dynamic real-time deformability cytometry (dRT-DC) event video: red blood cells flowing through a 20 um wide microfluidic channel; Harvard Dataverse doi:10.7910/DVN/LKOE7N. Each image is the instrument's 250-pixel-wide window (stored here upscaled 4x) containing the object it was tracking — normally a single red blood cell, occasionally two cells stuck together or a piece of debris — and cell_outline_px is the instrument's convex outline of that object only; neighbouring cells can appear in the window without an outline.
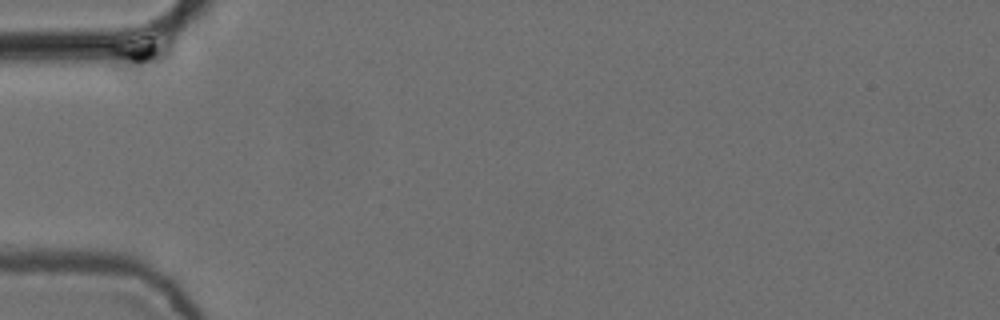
{"species": "common noctule bat (a hibernating species)", "species_latin": "Nyctalus noctula", "temperature_condition": "cold", "stored_images_in_passage": 14, "camera_frame_rate_fps": 3000, "um_per_image_px": 0.085, "animal": {"sex": "female", "body_mass_g": 24.6, "forearm_length_mm": 56.2}, "frame": {"image": 1, "passage_image": 1, "time_ms": 0.0, "image_size_px": [1000, 320], "cell_outline_px": [[172, 44], [168, 52], [160, 60], [132, 80], [116, 68], [108, 48], [148, 36], [168, 32], [172, 40]], "centroid_in_image_um": [11.93, 4.58], "position_along_channel_um": 73.1, "area_um2": 12.6}}
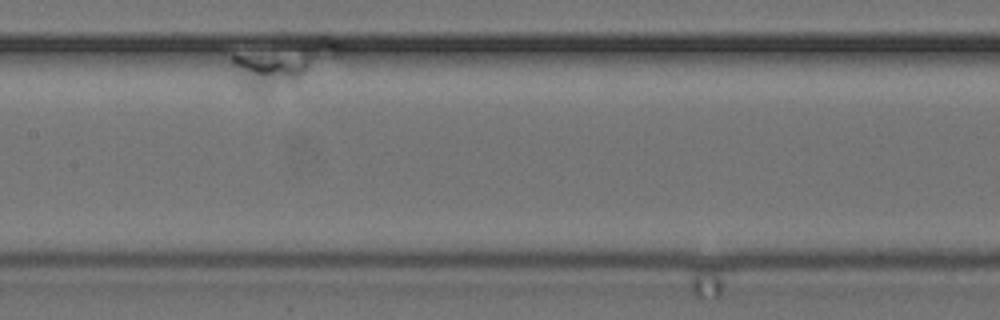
{"frame": {"image": 2, "passage_image": 7, "time_ms": 2.0, "image_size_px": [1000, 320], "cell_outline_px": [[308, 68], [296, 80], [264, 92], [256, 92], [244, 88], [236, 84], [232, 64], [232, 56], [304, 56], [308, 64]], "centroid_in_image_um": [22.72, 6.05], "position_along_channel_um": 184.7, "area_um2": 15.66}}
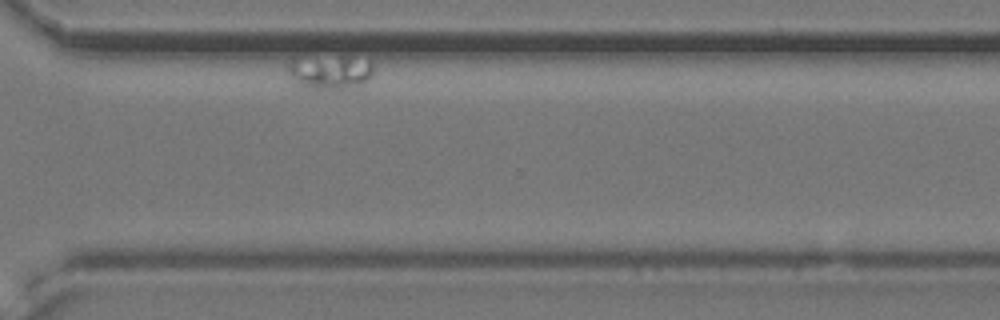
{"frame": {"image": 3, "passage_image": 14, "time_ms": 4.333, "image_size_px": [1000, 320], "cell_outline_px": [[372, 72], [368, 80], [360, 88], [316, 92], [296, 84], [288, 72], [288, 64], [292, 60], [372, 60]], "centroid_in_image_um": [28.08, 6.29], "position_along_channel_um": 342.5, "area_um2": 16.42}}